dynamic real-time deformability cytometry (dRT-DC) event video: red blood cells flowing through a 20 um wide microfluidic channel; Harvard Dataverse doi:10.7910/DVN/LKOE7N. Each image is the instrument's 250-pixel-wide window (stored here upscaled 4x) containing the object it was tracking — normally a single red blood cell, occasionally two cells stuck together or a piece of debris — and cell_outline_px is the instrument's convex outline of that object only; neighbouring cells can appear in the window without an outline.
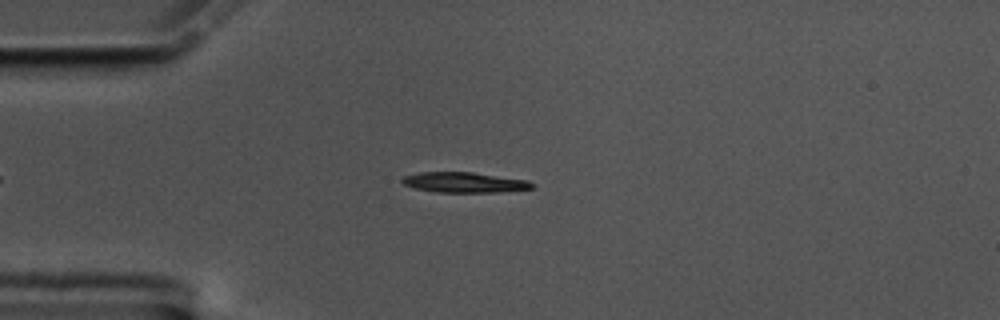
{"species": "common noctule bat (a hibernating species)", "species_latin": "Nyctalus noctula", "temperature_condition": "cold", "stored_images_in_passage": 52, "camera_frame_rate_fps": 3000, "um_per_image_px": 0.085, "animal": {"sex": "male", "body_mass_g": 17.5, "forearm_length_mm": 52.3}, "frame": {"image": 1, "passage_image": 9, "time_ms": 2.667, "image_size_px": [1000, 320], "cell_outline_px": [[532, 188], [496, 192], [436, 192], [416, 188], [404, 184], [400, 180], [404, 176], [420, 172], [472, 172], [524, 180], [532, 184]], "centroid_in_image_um": [39.38, 15.5], "position_along_channel_um": 45.6, "area_um2": 14.97}}
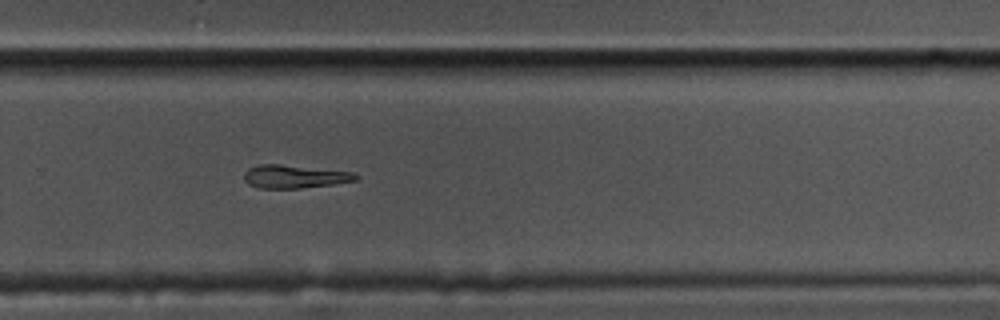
{"frame": {"image": 2, "passage_image": 33, "time_ms": 10.667, "image_size_px": [1000, 320], "cell_outline_px": [[360, 176], [356, 180], [332, 184], [300, 188], [260, 188], [248, 184], [244, 180], [244, 172], [248, 168], [256, 164], [280, 164], [352, 172]], "centroid_in_image_um": [24.98, 15.0], "position_along_channel_um": 304.8, "area_um2": 15.03}}
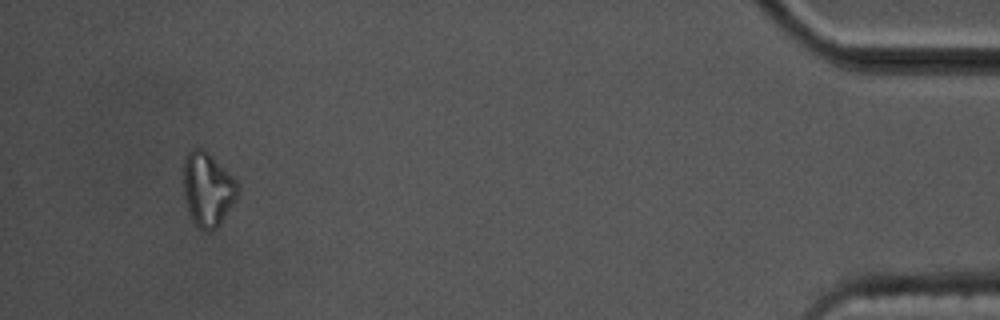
{"frame": {"image": 3, "passage_image": 49, "time_ms": 16.0, "image_size_px": [1000, 320], "cell_outline_px": [[240, 192], [236, 200], [220, 224], [216, 228], [208, 232], [200, 228], [196, 224], [188, 208], [184, 196], [184, 156], [192, 148], [204, 148], [236, 180], [240, 188]], "centroid_in_image_um": [17.68, 16.07], "position_along_channel_um": 417.5, "area_um2": 23.29}, "authors_computed_cell_mechanics": {"area_um2": 15.5482, "velocity_mm_per_s": 3.452, "shape_relaxation_time_tau1_ms": 2.2362, "shape_relaxation_time_tau2_ms": 7.2662, "deformation_change_tau1": 0.1649, "deformation_change_tau2": 0.1885}}